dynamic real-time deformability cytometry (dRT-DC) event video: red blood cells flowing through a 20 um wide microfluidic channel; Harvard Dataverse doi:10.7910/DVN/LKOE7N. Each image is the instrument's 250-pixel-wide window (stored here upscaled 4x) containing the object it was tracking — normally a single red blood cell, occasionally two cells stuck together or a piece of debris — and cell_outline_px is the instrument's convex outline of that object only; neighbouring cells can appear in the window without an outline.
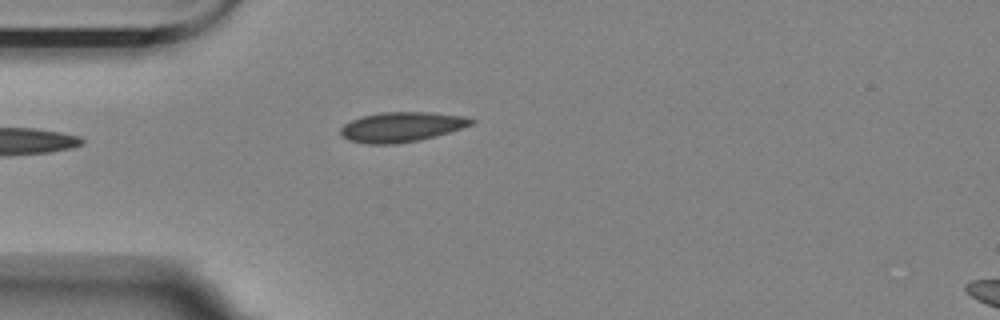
{"species": "Egyptian fruit bat (a non-hibernating species)", "species_latin": "Rousettus aegyptiacus", "temperature_condition": "room temperature", "stored_images_in_passage": 8, "camera_frame_rate_fps": 3000, "um_per_image_px": 0.085, "animal": {"sex": "female"}, "frame": {"image": 1, "passage_image": 5, "time_ms": 4.667, "image_size_px": [1000, 320], "cell_outline_px": [[476, 120], [472, 124], [448, 132], [420, 140], [396, 144], [368, 144], [348, 140], [340, 132], [340, 128], [344, 124], [360, 116], [380, 112], [428, 112], [464, 116]], "centroid_in_image_um": [34.1, 10.78], "position_along_channel_um": 50.9, "area_um2": 22.66}}
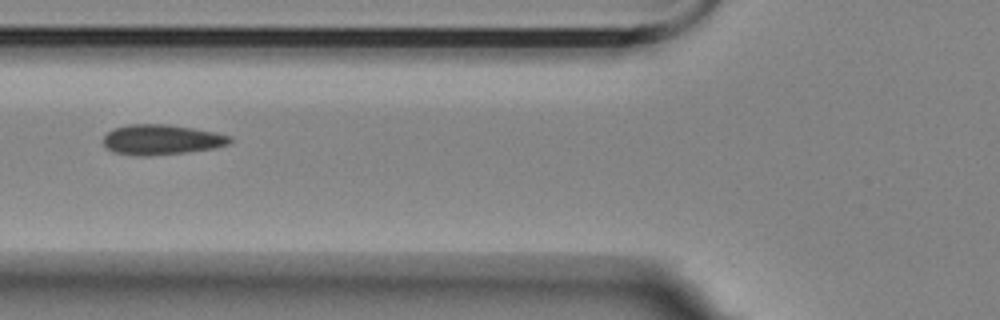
{"frame": {"image": 2, "passage_image": 7, "time_ms": 6.667, "image_size_px": [1000, 320], "cell_outline_px": [[232, 140], [228, 144], [212, 148], [184, 152], [148, 156], [136, 156], [112, 152], [104, 144], [104, 136], [112, 128], [128, 124], [168, 124], [216, 132], [232, 136]], "centroid_in_image_um": [13.7, 11.86], "position_along_channel_um": 112.1, "area_um2": 22.25}}
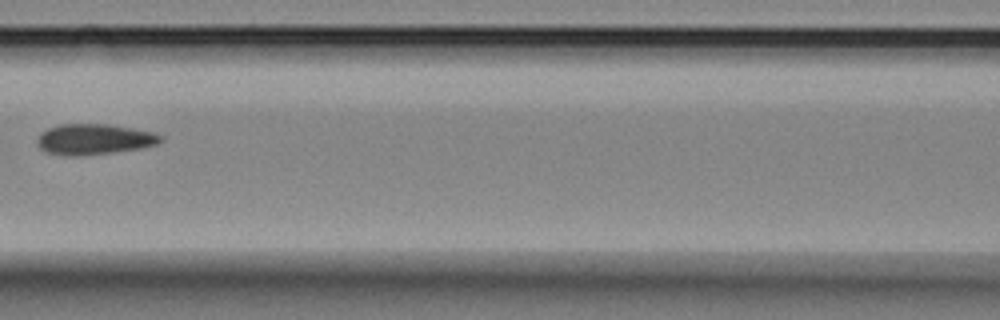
{"frame": {"image": 3, "passage_image": 8, "time_ms": 8.0, "image_size_px": [1000, 320], "cell_outline_px": [[164, 140], [156, 144], [140, 148], [112, 152], [80, 156], [64, 156], [48, 152], [40, 148], [36, 144], [36, 140], [40, 132], [48, 128], [60, 124], [108, 124], [156, 132], [164, 136]], "centroid_in_image_um": [8.0, 11.83], "position_along_channel_um": 158.6, "area_um2": 22.25}}